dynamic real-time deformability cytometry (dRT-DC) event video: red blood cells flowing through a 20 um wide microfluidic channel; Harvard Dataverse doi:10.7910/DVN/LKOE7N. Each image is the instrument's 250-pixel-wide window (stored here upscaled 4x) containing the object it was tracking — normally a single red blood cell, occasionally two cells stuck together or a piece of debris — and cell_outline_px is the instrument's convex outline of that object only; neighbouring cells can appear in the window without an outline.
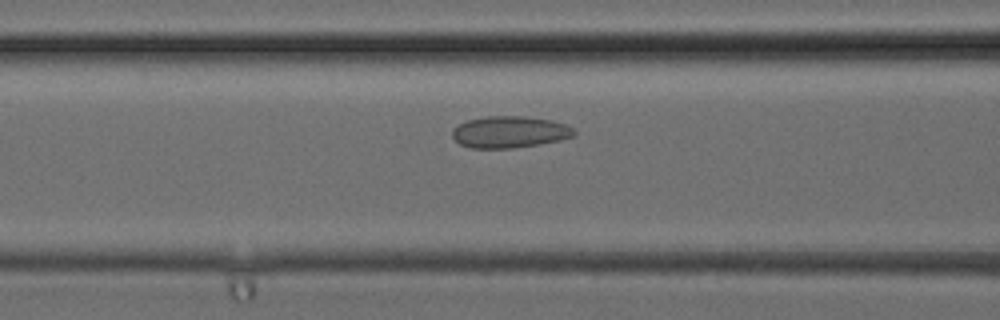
{"species": "common noctule bat (a hibernating species)", "species_latin": "Nyctalus noctula", "temperature_condition": "cold", "stored_images_in_passage": 23, "camera_frame_rate_fps": 3000, "um_per_image_px": 0.085, "animal": {"sex": "female", "body_mass_g": 24.6, "forearm_length_mm": 56.2}, "frame": {"image": 1, "passage_image": 9, "time_ms": 2.667, "image_size_px": [1000, 320], "cell_outline_px": [[576, 136], [560, 140], [512, 148], [472, 148], [460, 144], [452, 136], [452, 128], [468, 120], [484, 116], [524, 116], [552, 120], [576, 128]], "centroid_in_image_um": [43.34, 11.21], "position_along_channel_um": 123.3, "area_um2": 22.54}}
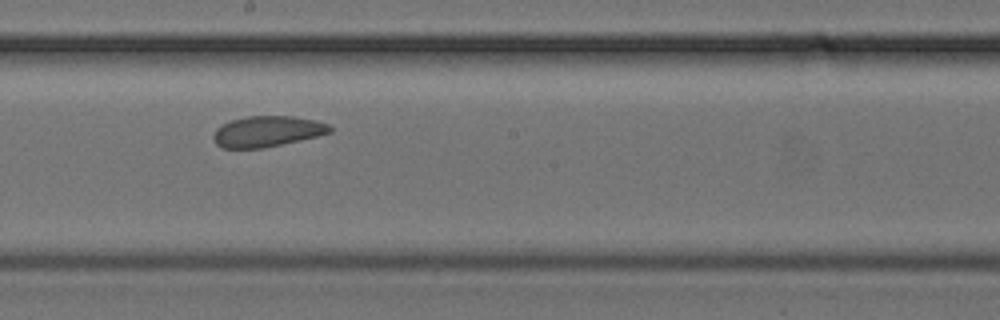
{"frame": {"image": 2, "passage_image": 14, "time_ms": 4.333, "image_size_px": [1000, 320], "cell_outline_px": [[332, 132], [300, 140], [264, 148], [220, 148], [216, 144], [212, 136], [216, 128], [232, 120], [248, 116], [292, 116], [316, 120], [328, 124], [332, 128]], "centroid_in_image_um": [22.7, 11.17], "position_along_channel_um": 225.5, "area_um2": 20.87}}
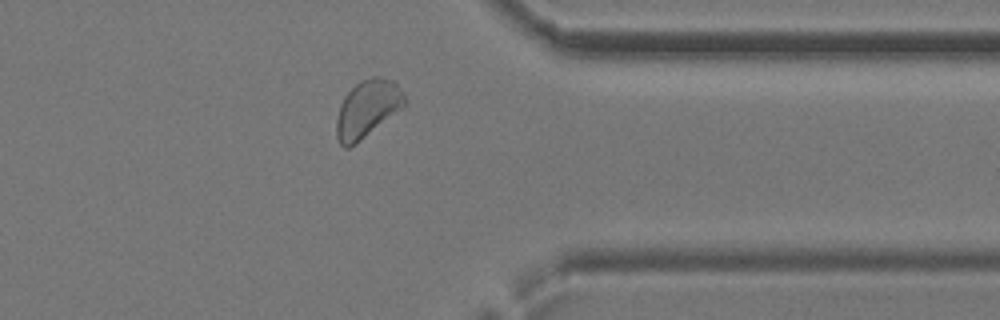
{"frame": {"image": 3, "passage_image": 22, "time_ms": 7.0, "image_size_px": [1000, 320], "cell_outline_px": [[408, 104], [356, 144], [348, 148], [344, 148], [340, 144], [336, 136], [336, 120], [340, 104], [344, 96], [360, 80], [372, 76], [376, 76], [392, 80], [400, 88], [408, 100]], "centroid_in_image_um": [31.24, 9.25], "position_along_channel_um": 380.2, "area_um2": 23.0}}